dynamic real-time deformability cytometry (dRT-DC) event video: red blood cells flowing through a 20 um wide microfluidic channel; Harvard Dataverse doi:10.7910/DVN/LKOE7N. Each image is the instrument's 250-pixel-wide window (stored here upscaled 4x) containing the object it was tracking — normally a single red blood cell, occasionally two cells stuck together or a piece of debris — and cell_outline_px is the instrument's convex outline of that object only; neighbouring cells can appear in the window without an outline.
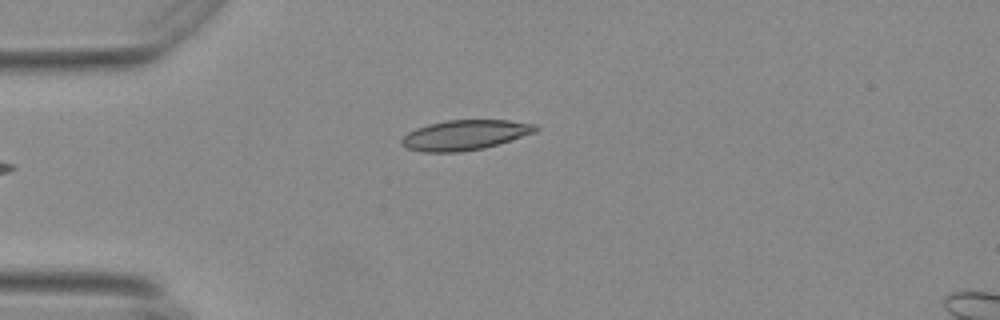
{"species": "Egyptian fruit bat (a non-hibernating species)", "species_latin": "Rousettus aegyptiacus", "temperature_condition": "warm", "stored_images_in_passage": 34, "camera_frame_rate_fps": 3000, "um_per_image_px": 0.085, "animal": {"sex": "female"}, "frame": {"image": 1, "passage_image": 1, "time_ms": 0.0, "image_size_px": [1000, 320], "cell_outline_px": [[540, 128], [536, 132], [484, 148], [460, 152], [424, 152], [408, 148], [400, 144], [400, 140], [408, 132], [416, 128], [428, 124], [448, 120], [508, 120], [536, 124]], "centroid_in_image_um": [39.51, 11.47], "position_along_channel_um": 45.5, "area_um2": 23.41}}
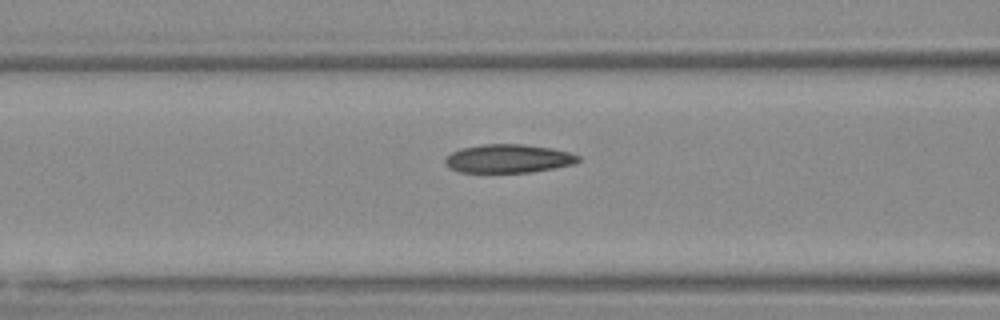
{"frame": {"image": 2, "passage_image": 9, "time_ms": 2.667, "image_size_px": [1000, 320], "cell_outline_px": [[580, 160], [576, 164], [532, 172], [460, 172], [448, 168], [444, 164], [444, 160], [452, 152], [460, 148], [480, 144], [524, 144], [552, 148], [568, 152], [580, 156]], "centroid_in_image_um": [43.2, 13.48], "position_along_channel_um": 123.4, "area_um2": 22.31}}
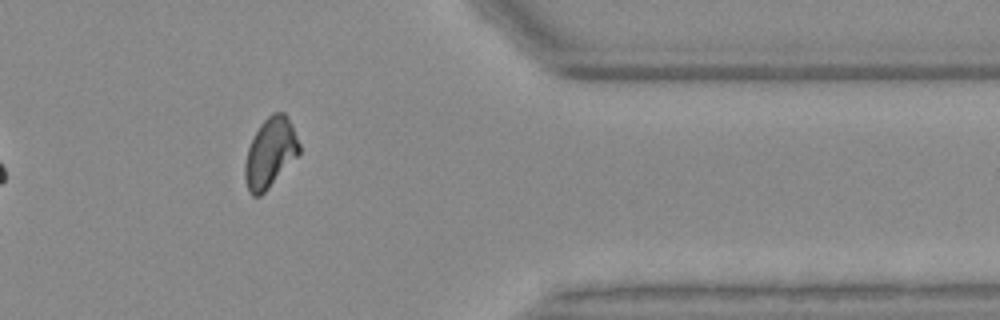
{"frame": {"image": 3, "passage_image": 32, "time_ms": 10.333, "image_size_px": [1000, 320], "cell_outline_px": [[300, 156], [260, 196], [252, 196], [248, 188], [244, 176], [244, 164], [248, 148], [260, 124], [272, 112], [284, 112], [288, 116], [292, 124], [300, 144]], "centroid_in_image_um": [23.0, 12.98], "position_along_channel_um": 388.4, "area_um2": 22.25}, "authors_computed_cell_mechanics": {"area_um2": 22.542, "velocity_mm_per_s": 3.6968, "shape_relaxation_time_tau1_ms": null, "shape_relaxation_time_tau2_ms": 3.8737, "deformation_change_tau1": null, "deformation_change_tau2": 0.0774}}